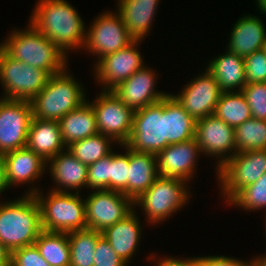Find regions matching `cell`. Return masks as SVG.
Returning a JSON list of instances; mask_svg holds the SVG:
<instances>
[{
    "instance_id": "36",
    "label": "cell",
    "mask_w": 266,
    "mask_h": 266,
    "mask_svg": "<svg viewBox=\"0 0 266 266\" xmlns=\"http://www.w3.org/2000/svg\"><path fill=\"white\" fill-rule=\"evenodd\" d=\"M252 118L266 121V82L246 84L241 90Z\"/></svg>"
},
{
    "instance_id": "24",
    "label": "cell",
    "mask_w": 266,
    "mask_h": 266,
    "mask_svg": "<svg viewBox=\"0 0 266 266\" xmlns=\"http://www.w3.org/2000/svg\"><path fill=\"white\" fill-rule=\"evenodd\" d=\"M159 0H118V13L135 40L147 36L154 21Z\"/></svg>"
},
{
    "instance_id": "7",
    "label": "cell",
    "mask_w": 266,
    "mask_h": 266,
    "mask_svg": "<svg viewBox=\"0 0 266 266\" xmlns=\"http://www.w3.org/2000/svg\"><path fill=\"white\" fill-rule=\"evenodd\" d=\"M51 75L32 65L17 61L0 48L2 99L31 101L47 84Z\"/></svg>"
},
{
    "instance_id": "10",
    "label": "cell",
    "mask_w": 266,
    "mask_h": 266,
    "mask_svg": "<svg viewBox=\"0 0 266 266\" xmlns=\"http://www.w3.org/2000/svg\"><path fill=\"white\" fill-rule=\"evenodd\" d=\"M91 104L98 132L113 138L120 145L125 144L131 135L135 111L111 90H103Z\"/></svg>"
},
{
    "instance_id": "34",
    "label": "cell",
    "mask_w": 266,
    "mask_h": 266,
    "mask_svg": "<svg viewBox=\"0 0 266 266\" xmlns=\"http://www.w3.org/2000/svg\"><path fill=\"white\" fill-rule=\"evenodd\" d=\"M229 203L243 208L244 211L266 208V173L256 182L242 188Z\"/></svg>"
},
{
    "instance_id": "37",
    "label": "cell",
    "mask_w": 266,
    "mask_h": 266,
    "mask_svg": "<svg viewBox=\"0 0 266 266\" xmlns=\"http://www.w3.org/2000/svg\"><path fill=\"white\" fill-rule=\"evenodd\" d=\"M87 188L110 190V155L88 165Z\"/></svg>"
},
{
    "instance_id": "43",
    "label": "cell",
    "mask_w": 266,
    "mask_h": 266,
    "mask_svg": "<svg viewBox=\"0 0 266 266\" xmlns=\"http://www.w3.org/2000/svg\"><path fill=\"white\" fill-rule=\"evenodd\" d=\"M0 266H11V252L0 242Z\"/></svg>"
},
{
    "instance_id": "19",
    "label": "cell",
    "mask_w": 266,
    "mask_h": 266,
    "mask_svg": "<svg viewBox=\"0 0 266 266\" xmlns=\"http://www.w3.org/2000/svg\"><path fill=\"white\" fill-rule=\"evenodd\" d=\"M5 181L8 187L38 180L46 170L47 163L27 147L3 155Z\"/></svg>"
},
{
    "instance_id": "11",
    "label": "cell",
    "mask_w": 266,
    "mask_h": 266,
    "mask_svg": "<svg viewBox=\"0 0 266 266\" xmlns=\"http://www.w3.org/2000/svg\"><path fill=\"white\" fill-rule=\"evenodd\" d=\"M134 40L121 15L108 11L97 16L86 31L84 49L97 55L98 62L104 56L125 48Z\"/></svg>"
},
{
    "instance_id": "21",
    "label": "cell",
    "mask_w": 266,
    "mask_h": 266,
    "mask_svg": "<svg viewBox=\"0 0 266 266\" xmlns=\"http://www.w3.org/2000/svg\"><path fill=\"white\" fill-rule=\"evenodd\" d=\"M266 43L265 24L258 16L245 15L234 24L226 50L241 57L263 49Z\"/></svg>"
},
{
    "instance_id": "15",
    "label": "cell",
    "mask_w": 266,
    "mask_h": 266,
    "mask_svg": "<svg viewBox=\"0 0 266 266\" xmlns=\"http://www.w3.org/2000/svg\"><path fill=\"white\" fill-rule=\"evenodd\" d=\"M200 75L186 84L180 94H171L196 121L214 114L222 93L219 84L207 69Z\"/></svg>"
},
{
    "instance_id": "16",
    "label": "cell",
    "mask_w": 266,
    "mask_h": 266,
    "mask_svg": "<svg viewBox=\"0 0 266 266\" xmlns=\"http://www.w3.org/2000/svg\"><path fill=\"white\" fill-rule=\"evenodd\" d=\"M140 42L142 40H134L125 48L104 56L95 64V79L104 84L103 90H112L144 66L138 51Z\"/></svg>"
},
{
    "instance_id": "13",
    "label": "cell",
    "mask_w": 266,
    "mask_h": 266,
    "mask_svg": "<svg viewBox=\"0 0 266 266\" xmlns=\"http://www.w3.org/2000/svg\"><path fill=\"white\" fill-rule=\"evenodd\" d=\"M133 206V201L121 192L91 191L85 199L87 228L103 232L128 215L134 209Z\"/></svg>"
},
{
    "instance_id": "45",
    "label": "cell",
    "mask_w": 266,
    "mask_h": 266,
    "mask_svg": "<svg viewBox=\"0 0 266 266\" xmlns=\"http://www.w3.org/2000/svg\"><path fill=\"white\" fill-rule=\"evenodd\" d=\"M250 266H266V258L263 256L255 257V259L250 261Z\"/></svg>"
},
{
    "instance_id": "33",
    "label": "cell",
    "mask_w": 266,
    "mask_h": 266,
    "mask_svg": "<svg viewBox=\"0 0 266 266\" xmlns=\"http://www.w3.org/2000/svg\"><path fill=\"white\" fill-rule=\"evenodd\" d=\"M236 153L266 149V121L251 118L234 128Z\"/></svg>"
},
{
    "instance_id": "32",
    "label": "cell",
    "mask_w": 266,
    "mask_h": 266,
    "mask_svg": "<svg viewBox=\"0 0 266 266\" xmlns=\"http://www.w3.org/2000/svg\"><path fill=\"white\" fill-rule=\"evenodd\" d=\"M113 142L117 143L113 138L98 133L83 140L73 142L66 148L80 162L88 166L110 155L113 152L111 149V143Z\"/></svg>"
},
{
    "instance_id": "30",
    "label": "cell",
    "mask_w": 266,
    "mask_h": 266,
    "mask_svg": "<svg viewBox=\"0 0 266 266\" xmlns=\"http://www.w3.org/2000/svg\"><path fill=\"white\" fill-rule=\"evenodd\" d=\"M214 115L233 128L252 118L250 107L242 91L222 92Z\"/></svg>"
},
{
    "instance_id": "14",
    "label": "cell",
    "mask_w": 266,
    "mask_h": 266,
    "mask_svg": "<svg viewBox=\"0 0 266 266\" xmlns=\"http://www.w3.org/2000/svg\"><path fill=\"white\" fill-rule=\"evenodd\" d=\"M194 138L202 153L220 157L216 170L236 154L234 128L214 114L196 121Z\"/></svg>"
},
{
    "instance_id": "42",
    "label": "cell",
    "mask_w": 266,
    "mask_h": 266,
    "mask_svg": "<svg viewBox=\"0 0 266 266\" xmlns=\"http://www.w3.org/2000/svg\"><path fill=\"white\" fill-rule=\"evenodd\" d=\"M158 265L156 263V266H197V257H190V258H184V259H178V258H171L165 257L162 260L160 259L158 261Z\"/></svg>"
},
{
    "instance_id": "3",
    "label": "cell",
    "mask_w": 266,
    "mask_h": 266,
    "mask_svg": "<svg viewBox=\"0 0 266 266\" xmlns=\"http://www.w3.org/2000/svg\"><path fill=\"white\" fill-rule=\"evenodd\" d=\"M28 26L25 31L10 32L11 35L0 44V48L12 59L44 70L50 75L63 72L68 64L67 55L31 24Z\"/></svg>"
},
{
    "instance_id": "38",
    "label": "cell",
    "mask_w": 266,
    "mask_h": 266,
    "mask_svg": "<svg viewBox=\"0 0 266 266\" xmlns=\"http://www.w3.org/2000/svg\"><path fill=\"white\" fill-rule=\"evenodd\" d=\"M246 84L266 82V53L263 49L244 57Z\"/></svg>"
},
{
    "instance_id": "26",
    "label": "cell",
    "mask_w": 266,
    "mask_h": 266,
    "mask_svg": "<svg viewBox=\"0 0 266 266\" xmlns=\"http://www.w3.org/2000/svg\"><path fill=\"white\" fill-rule=\"evenodd\" d=\"M58 122L62 141L66 147L99 133L94 109L89 101L68 112Z\"/></svg>"
},
{
    "instance_id": "25",
    "label": "cell",
    "mask_w": 266,
    "mask_h": 266,
    "mask_svg": "<svg viewBox=\"0 0 266 266\" xmlns=\"http://www.w3.org/2000/svg\"><path fill=\"white\" fill-rule=\"evenodd\" d=\"M159 176L156 156L129 148L127 197L132 201L144 193Z\"/></svg>"
},
{
    "instance_id": "6",
    "label": "cell",
    "mask_w": 266,
    "mask_h": 266,
    "mask_svg": "<svg viewBox=\"0 0 266 266\" xmlns=\"http://www.w3.org/2000/svg\"><path fill=\"white\" fill-rule=\"evenodd\" d=\"M187 181L158 176L154 183L137 199L133 201L135 206L142 207L147 221L159 224L180 210L189 200V191L186 188Z\"/></svg>"
},
{
    "instance_id": "9",
    "label": "cell",
    "mask_w": 266,
    "mask_h": 266,
    "mask_svg": "<svg viewBox=\"0 0 266 266\" xmlns=\"http://www.w3.org/2000/svg\"><path fill=\"white\" fill-rule=\"evenodd\" d=\"M216 172L228 203L242 188L266 173V149L237 152Z\"/></svg>"
},
{
    "instance_id": "44",
    "label": "cell",
    "mask_w": 266,
    "mask_h": 266,
    "mask_svg": "<svg viewBox=\"0 0 266 266\" xmlns=\"http://www.w3.org/2000/svg\"><path fill=\"white\" fill-rule=\"evenodd\" d=\"M7 189L6 181H5V171H4V159L3 155L0 154V194Z\"/></svg>"
},
{
    "instance_id": "8",
    "label": "cell",
    "mask_w": 266,
    "mask_h": 266,
    "mask_svg": "<svg viewBox=\"0 0 266 266\" xmlns=\"http://www.w3.org/2000/svg\"><path fill=\"white\" fill-rule=\"evenodd\" d=\"M125 145L134 151L154 155L167 147L165 98L135 111L131 135Z\"/></svg>"
},
{
    "instance_id": "22",
    "label": "cell",
    "mask_w": 266,
    "mask_h": 266,
    "mask_svg": "<svg viewBox=\"0 0 266 266\" xmlns=\"http://www.w3.org/2000/svg\"><path fill=\"white\" fill-rule=\"evenodd\" d=\"M136 213L133 209L122 220L102 232V236L110 243L112 249L127 264L139 247L141 239L142 228Z\"/></svg>"
},
{
    "instance_id": "31",
    "label": "cell",
    "mask_w": 266,
    "mask_h": 266,
    "mask_svg": "<svg viewBox=\"0 0 266 266\" xmlns=\"http://www.w3.org/2000/svg\"><path fill=\"white\" fill-rule=\"evenodd\" d=\"M102 232L82 229L68 232L70 266H93L94 252Z\"/></svg>"
},
{
    "instance_id": "39",
    "label": "cell",
    "mask_w": 266,
    "mask_h": 266,
    "mask_svg": "<svg viewBox=\"0 0 266 266\" xmlns=\"http://www.w3.org/2000/svg\"><path fill=\"white\" fill-rule=\"evenodd\" d=\"M112 249L110 243L101 235L95 247L93 266H127Z\"/></svg>"
},
{
    "instance_id": "18",
    "label": "cell",
    "mask_w": 266,
    "mask_h": 266,
    "mask_svg": "<svg viewBox=\"0 0 266 266\" xmlns=\"http://www.w3.org/2000/svg\"><path fill=\"white\" fill-rule=\"evenodd\" d=\"M200 152L202 153L195 138L168 145L155 155L159 176L178 178L189 182L196 171V160L201 154Z\"/></svg>"
},
{
    "instance_id": "46",
    "label": "cell",
    "mask_w": 266,
    "mask_h": 266,
    "mask_svg": "<svg viewBox=\"0 0 266 266\" xmlns=\"http://www.w3.org/2000/svg\"><path fill=\"white\" fill-rule=\"evenodd\" d=\"M258 2V9L262 14H266V0H256Z\"/></svg>"
},
{
    "instance_id": "40",
    "label": "cell",
    "mask_w": 266,
    "mask_h": 266,
    "mask_svg": "<svg viewBox=\"0 0 266 266\" xmlns=\"http://www.w3.org/2000/svg\"><path fill=\"white\" fill-rule=\"evenodd\" d=\"M11 266H50L40 255L35 244L14 250L11 253Z\"/></svg>"
},
{
    "instance_id": "17",
    "label": "cell",
    "mask_w": 266,
    "mask_h": 266,
    "mask_svg": "<svg viewBox=\"0 0 266 266\" xmlns=\"http://www.w3.org/2000/svg\"><path fill=\"white\" fill-rule=\"evenodd\" d=\"M154 73L152 69L143 66L111 91L134 111L157 103L164 99L168 93L158 92V90L156 92L154 87L157 77Z\"/></svg>"
},
{
    "instance_id": "28",
    "label": "cell",
    "mask_w": 266,
    "mask_h": 266,
    "mask_svg": "<svg viewBox=\"0 0 266 266\" xmlns=\"http://www.w3.org/2000/svg\"><path fill=\"white\" fill-rule=\"evenodd\" d=\"M196 120L191 117L176 99L165 97V139L167 146L191 140L195 137Z\"/></svg>"
},
{
    "instance_id": "1",
    "label": "cell",
    "mask_w": 266,
    "mask_h": 266,
    "mask_svg": "<svg viewBox=\"0 0 266 266\" xmlns=\"http://www.w3.org/2000/svg\"><path fill=\"white\" fill-rule=\"evenodd\" d=\"M30 23L51 40L65 55L82 49L86 39L85 23L77 10L65 0H38Z\"/></svg>"
},
{
    "instance_id": "41",
    "label": "cell",
    "mask_w": 266,
    "mask_h": 266,
    "mask_svg": "<svg viewBox=\"0 0 266 266\" xmlns=\"http://www.w3.org/2000/svg\"><path fill=\"white\" fill-rule=\"evenodd\" d=\"M197 266H250L249 263L240 259L226 256H204L197 257Z\"/></svg>"
},
{
    "instance_id": "23",
    "label": "cell",
    "mask_w": 266,
    "mask_h": 266,
    "mask_svg": "<svg viewBox=\"0 0 266 266\" xmlns=\"http://www.w3.org/2000/svg\"><path fill=\"white\" fill-rule=\"evenodd\" d=\"M26 147L39 154L45 162L65 151L59 122L56 120H42L33 117L28 129Z\"/></svg>"
},
{
    "instance_id": "12",
    "label": "cell",
    "mask_w": 266,
    "mask_h": 266,
    "mask_svg": "<svg viewBox=\"0 0 266 266\" xmlns=\"http://www.w3.org/2000/svg\"><path fill=\"white\" fill-rule=\"evenodd\" d=\"M33 118L31 102L0 97V154L26 147Z\"/></svg>"
},
{
    "instance_id": "2",
    "label": "cell",
    "mask_w": 266,
    "mask_h": 266,
    "mask_svg": "<svg viewBox=\"0 0 266 266\" xmlns=\"http://www.w3.org/2000/svg\"><path fill=\"white\" fill-rule=\"evenodd\" d=\"M42 231L40 206L34 195L0 203V242L11 253L34 244Z\"/></svg>"
},
{
    "instance_id": "27",
    "label": "cell",
    "mask_w": 266,
    "mask_h": 266,
    "mask_svg": "<svg viewBox=\"0 0 266 266\" xmlns=\"http://www.w3.org/2000/svg\"><path fill=\"white\" fill-rule=\"evenodd\" d=\"M219 84L222 92L241 91L246 85L244 58L226 51L209 62L206 68Z\"/></svg>"
},
{
    "instance_id": "35",
    "label": "cell",
    "mask_w": 266,
    "mask_h": 266,
    "mask_svg": "<svg viewBox=\"0 0 266 266\" xmlns=\"http://www.w3.org/2000/svg\"><path fill=\"white\" fill-rule=\"evenodd\" d=\"M125 147V154L121 155L114 151L110 154V190L121 192L127 196L128 169H129V148Z\"/></svg>"
},
{
    "instance_id": "5",
    "label": "cell",
    "mask_w": 266,
    "mask_h": 266,
    "mask_svg": "<svg viewBox=\"0 0 266 266\" xmlns=\"http://www.w3.org/2000/svg\"><path fill=\"white\" fill-rule=\"evenodd\" d=\"M37 189L30 188L27 194L34 195L38 201L44 231L68 233L87 228L85 200L79 193L51 190L44 196Z\"/></svg>"
},
{
    "instance_id": "20",
    "label": "cell",
    "mask_w": 266,
    "mask_h": 266,
    "mask_svg": "<svg viewBox=\"0 0 266 266\" xmlns=\"http://www.w3.org/2000/svg\"><path fill=\"white\" fill-rule=\"evenodd\" d=\"M65 150L46 162L50 163V175L58 186L51 190L68 192L71 189L79 193V189L87 188L88 166L74 157L67 148Z\"/></svg>"
},
{
    "instance_id": "47",
    "label": "cell",
    "mask_w": 266,
    "mask_h": 266,
    "mask_svg": "<svg viewBox=\"0 0 266 266\" xmlns=\"http://www.w3.org/2000/svg\"><path fill=\"white\" fill-rule=\"evenodd\" d=\"M263 50H264L265 53H266V43H265L264 46H263Z\"/></svg>"
},
{
    "instance_id": "29",
    "label": "cell",
    "mask_w": 266,
    "mask_h": 266,
    "mask_svg": "<svg viewBox=\"0 0 266 266\" xmlns=\"http://www.w3.org/2000/svg\"><path fill=\"white\" fill-rule=\"evenodd\" d=\"M34 244L50 266H70V245L67 232L43 230Z\"/></svg>"
},
{
    "instance_id": "4",
    "label": "cell",
    "mask_w": 266,
    "mask_h": 266,
    "mask_svg": "<svg viewBox=\"0 0 266 266\" xmlns=\"http://www.w3.org/2000/svg\"><path fill=\"white\" fill-rule=\"evenodd\" d=\"M63 72L51 75L46 86L30 101L33 117L59 121L68 112L86 101L82 85Z\"/></svg>"
}]
</instances>
